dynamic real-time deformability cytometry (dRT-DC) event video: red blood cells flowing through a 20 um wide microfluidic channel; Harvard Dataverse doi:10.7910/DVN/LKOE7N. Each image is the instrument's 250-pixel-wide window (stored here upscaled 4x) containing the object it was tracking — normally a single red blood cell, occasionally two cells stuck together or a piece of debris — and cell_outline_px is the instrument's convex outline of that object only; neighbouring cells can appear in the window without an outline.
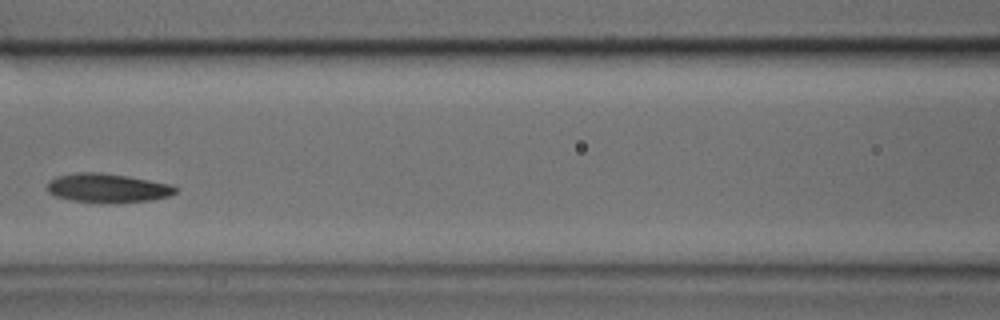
{"species": "common noctule bat (a hibernating species)", "species_latin": "Nyctalus noctula", "temperature_condition": "cold", "stored_images_in_passage": 33, "camera_frame_rate_fps": 3000, "um_per_image_px": 0.085, "animal": {"sex": "male", "body_mass_g": 17.9, "forearm_length_mm": 54.2}, "frame": {"image": 1, "passage_image": 10, "time_ms": 3.0, "image_size_px": [1000, 320], "cell_outline_px": [[176, 192], [168, 196], [152, 200], [72, 200], [56, 196], [48, 192], [48, 180], [56, 176], [76, 172], [100, 172], [128, 176], [172, 184], [176, 188]], "centroid_in_image_um": [9.12, 15.92], "position_along_channel_um": 157.5, "area_um2": 20.75}}